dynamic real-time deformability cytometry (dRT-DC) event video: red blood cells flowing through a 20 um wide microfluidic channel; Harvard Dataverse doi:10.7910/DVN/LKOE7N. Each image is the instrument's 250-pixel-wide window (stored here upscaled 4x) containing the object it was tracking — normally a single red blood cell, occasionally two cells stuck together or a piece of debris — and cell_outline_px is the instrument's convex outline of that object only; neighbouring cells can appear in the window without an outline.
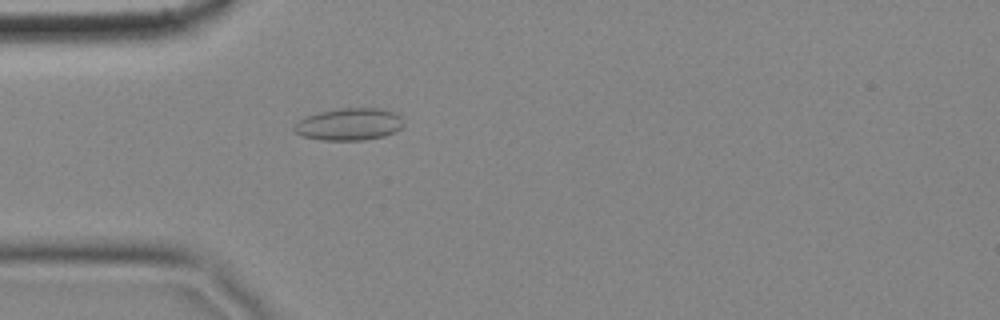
{"species": "common noctule bat (a hibernating species)", "species_latin": "Nyctalus noctula", "temperature_condition": "cold", "stored_images_in_passage": 4, "camera_frame_rate_fps": 3000, "um_per_image_px": 0.085, "animal": {"sex": "female", "body_mass_g": 18.4}, "frame": {"image": 1, "passage_image": 4, "time_ms": 1.0, "image_size_px": [1000, 320], "cell_outline_px": [[404, 124], [396, 132], [384, 136], [364, 140], [324, 140], [300, 136], [292, 128], [300, 120], [316, 112], [340, 108], [376, 108], [396, 112], [404, 120]], "centroid_in_image_um": [29.7, 10.56], "position_along_channel_um": 55.3, "area_um2": 20.63}}